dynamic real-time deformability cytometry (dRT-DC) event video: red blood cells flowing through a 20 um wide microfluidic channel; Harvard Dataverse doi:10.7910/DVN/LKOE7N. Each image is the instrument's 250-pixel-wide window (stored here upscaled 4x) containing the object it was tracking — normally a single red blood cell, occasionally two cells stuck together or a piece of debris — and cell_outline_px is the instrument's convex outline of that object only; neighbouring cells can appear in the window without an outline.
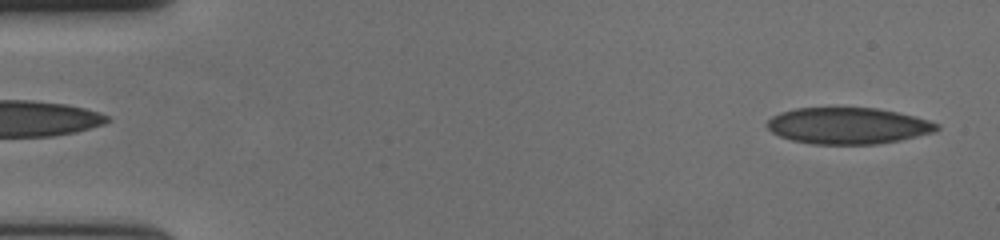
{"species": "human", "species_latin": "Homo sapiens", "temperature_condition": "cold", "stored_images_in_passage": 56, "camera_frame_rate_fps": 3000, "um_per_image_px": 0.085, "donor": {"sex": "female"}, "frame": {"image": 1, "passage_image": 2, "time_ms": 0.333, "image_size_px": [1000, 240], "cell_outline_px": [[940, 128], [936, 132], [900, 140], [876, 144], [812, 144], [792, 140], [780, 136], [772, 132], [764, 124], [772, 116], [780, 112], [796, 108], [876, 108], [916, 116], [940, 124]], "centroid_in_image_um": [72.09, 10.69], "position_along_channel_um": 12.9, "area_um2": 36.13}}
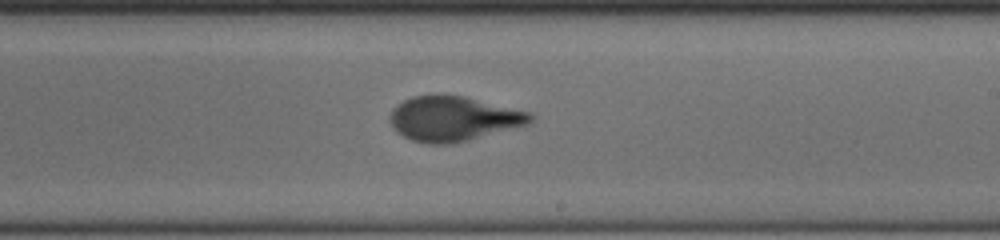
{"frame": {"image": 2, "passage_image": 33, "time_ms": 10.667, "image_size_px": [1000, 240], "cell_outline_px": [[536, 116], [528, 124], [468, 140], [452, 144], [428, 144], [412, 140], [396, 132], [392, 128], [388, 120], [388, 116], [392, 108], [396, 104], [412, 96], [436, 92], [440, 92], [464, 96], [532, 112]], "centroid_in_image_um": [38.48, 10.05], "position_along_channel_um": 250.5, "area_um2": 37.51}}
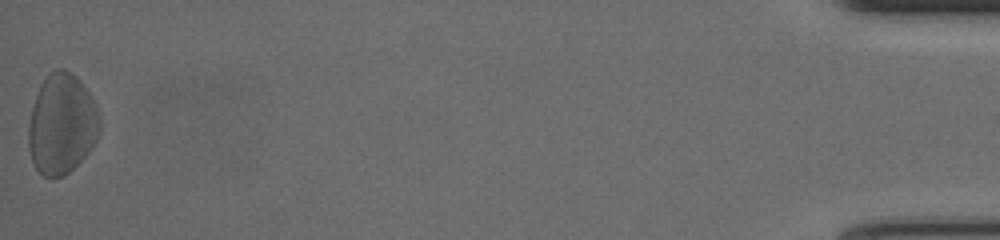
{"frame": {"image": 3, "passage_image": 56, "time_ms": 18.333, "image_size_px": [1000, 240], "cell_outline_px": [[100, 132], [96, 140], [88, 152], [68, 172], [60, 176], [44, 176], [36, 168], [32, 160], [28, 148], [28, 128], [32, 108], [40, 84], [48, 72], [56, 68], [64, 68], [72, 72], [80, 80], [96, 104], [100, 116]], "centroid_in_image_um": [5.25, 10.49], "position_along_channel_um": 429.9, "area_um2": 41.62}, "authors_computed_cell_mechanics": {"area_um2": 37.3388, "velocity_mm_per_s": 3.637, "shape_relaxation_time_tau1_ms": 4.4388, "shape_relaxation_time_tau2_ms": 1.0019, "deformation_change_tau1": 0.1737, "deformation_change_tau2": 0.0514}}